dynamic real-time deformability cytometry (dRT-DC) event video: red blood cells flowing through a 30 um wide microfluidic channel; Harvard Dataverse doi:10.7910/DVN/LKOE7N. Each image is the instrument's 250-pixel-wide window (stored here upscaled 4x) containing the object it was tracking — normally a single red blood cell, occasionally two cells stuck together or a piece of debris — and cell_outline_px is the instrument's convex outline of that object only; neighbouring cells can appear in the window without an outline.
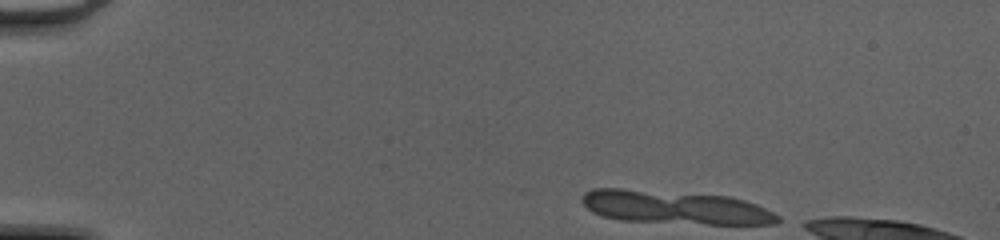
{"species": "common noctule bat (a hibernating species)", "species_latin": "Nyctalus noctula", "temperature_condition": "cold", "stored_images_in_passage": 6, "camera_frame_rate_fps": 3000, "um_per_image_px": 0.085, "animal": {"sex": "female", "body_mass_g": 20.0, "forearm_length_mm": 54.0}, "frame": {"image": 1, "passage_image": 1, "time_ms": 0.0, "image_size_px": [1000, 240], "cell_outline_px": [[780, 220], [772, 224], [708, 224], [620, 220], [604, 216], [592, 212], [584, 204], [584, 192], [592, 188], [620, 188], [728, 196], [744, 200], [756, 204], [780, 216]], "centroid_in_image_um": [57.39, 17.62], "position_along_channel_um": 27.6, "area_um2": 37.69}}